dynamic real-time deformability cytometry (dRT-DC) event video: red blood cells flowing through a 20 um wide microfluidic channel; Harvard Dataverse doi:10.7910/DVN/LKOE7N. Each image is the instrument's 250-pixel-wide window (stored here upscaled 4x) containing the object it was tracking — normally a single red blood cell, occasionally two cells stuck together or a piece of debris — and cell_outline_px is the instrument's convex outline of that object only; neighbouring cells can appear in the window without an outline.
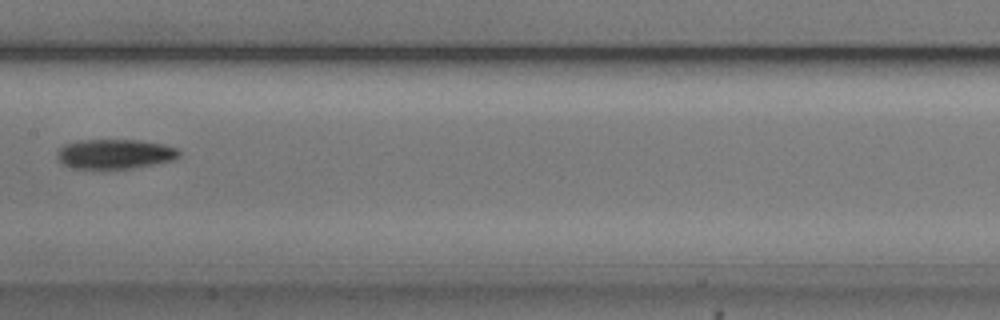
{"species": "common noctule bat (a hibernating species)", "species_latin": "Nyctalus noctula", "temperature_condition": "cold", "stored_images_in_passage": 10, "camera_frame_rate_fps": 3000, "um_per_image_px": 0.085, "animal": {"sex": "male", "body_mass_g": 20.5, "forearm_length_mm": 52.5}, "frame": {"image": 1, "passage_image": 9, "time_ms": 10.0, "image_size_px": [1000, 320], "cell_outline_px": [[180, 156], [176, 160], [132, 168], [68, 168], [60, 164], [56, 156], [56, 152], [64, 144], [76, 140], [140, 140], [164, 144], [176, 148], [180, 152]], "centroid_in_image_um": [9.73, 13.08], "position_along_channel_um": 197.7, "area_um2": 21.39}}